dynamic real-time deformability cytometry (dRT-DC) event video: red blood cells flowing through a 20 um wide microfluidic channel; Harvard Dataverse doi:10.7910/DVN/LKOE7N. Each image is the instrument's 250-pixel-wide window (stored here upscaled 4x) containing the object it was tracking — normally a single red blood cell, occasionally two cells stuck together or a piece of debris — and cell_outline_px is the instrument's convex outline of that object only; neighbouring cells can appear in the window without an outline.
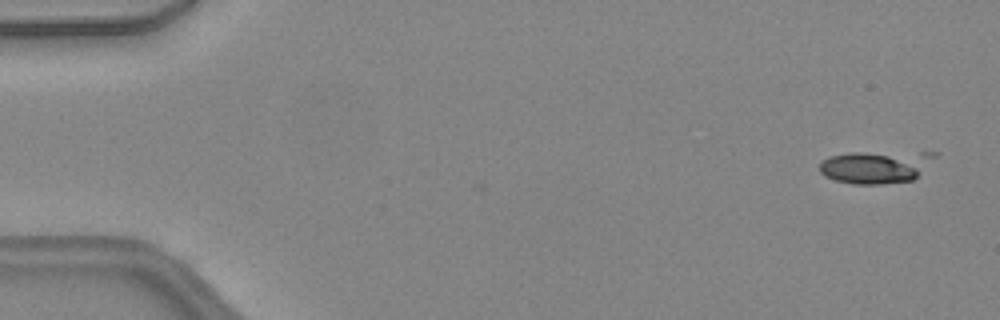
{"species": "common noctule bat (a hibernating species)", "species_latin": "Nyctalus noctula", "temperature_condition": "warm", "stored_images_in_passage": 4, "camera_frame_rate_fps": 3000, "um_per_image_px": 0.085, "animal": {"sex": "female", "body_mass_g": 24.6, "forearm_length_mm": 56.2}, "frame": {"image": 1, "passage_image": 1, "time_ms": 0.0, "image_size_px": [1000, 320], "cell_outline_px": [[940, 152], [912, 180], [880, 184], [852, 184], [836, 180], [824, 176], [820, 172], [820, 164], [828, 156], [848, 152]], "centroid_in_image_um": [74.41, 14.17], "position_along_channel_um": 10.6, "area_um2": 21.85}}